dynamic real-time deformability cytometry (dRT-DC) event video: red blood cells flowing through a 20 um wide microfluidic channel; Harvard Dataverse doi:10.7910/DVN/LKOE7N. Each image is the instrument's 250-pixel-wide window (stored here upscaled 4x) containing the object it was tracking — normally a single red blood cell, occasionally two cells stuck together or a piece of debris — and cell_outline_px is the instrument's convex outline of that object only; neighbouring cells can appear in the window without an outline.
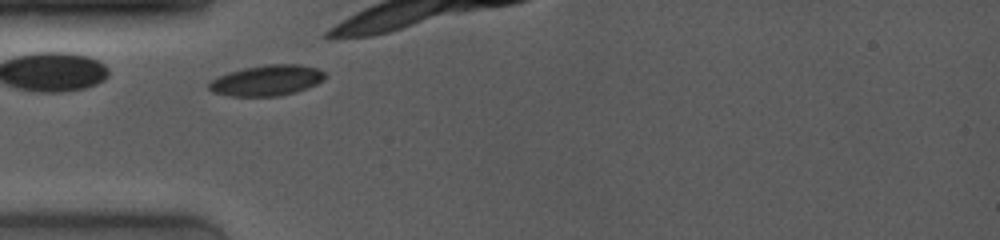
{"species": "common noctule bat (a hibernating species)", "species_latin": "Nyctalus noctula", "temperature_condition": "room temperature", "stored_images_in_passage": 11, "camera_frame_rate_fps": 4000, "um_per_image_px": 0.085, "animal": {"sex": "female", "body_mass_g": 19.0, "forearm_length_mm": 53.3}, "frame": {"image": 1, "passage_image": 4, "time_ms": 1.5, "image_size_px": [1000, 240], "cell_outline_px": [[328, 76], [324, 80], [316, 84], [296, 92], [280, 96], [228, 96], [212, 92], [208, 88], [208, 84], [212, 80], [220, 76], [244, 68], [268, 64], [296, 64], [316, 68], [324, 72]], "centroid_in_image_um": [22.71, 6.84], "position_along_channel_um": 62.3, "area_um2": 20.63}}